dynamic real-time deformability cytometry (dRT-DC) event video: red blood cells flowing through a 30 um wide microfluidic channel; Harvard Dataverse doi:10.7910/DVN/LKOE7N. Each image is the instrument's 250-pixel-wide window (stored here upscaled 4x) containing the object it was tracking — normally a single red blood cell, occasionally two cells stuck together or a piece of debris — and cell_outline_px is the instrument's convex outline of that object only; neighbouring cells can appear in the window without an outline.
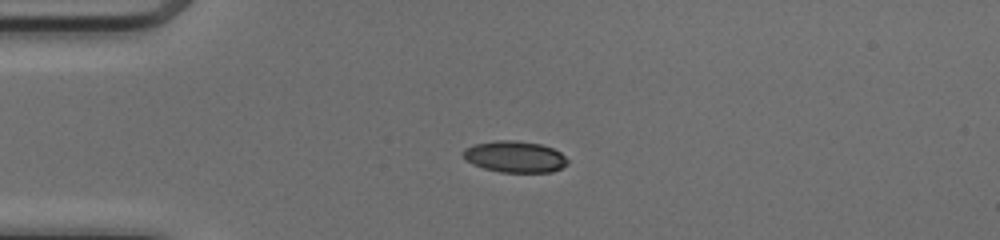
{"species": "common noctule bat (a hibernating species)", "species_latin": "Nyctalus noctula", "temperature_condition": "cold", "stored_images_in_passage": 50, "camera_frame_rate_fps": 3000, "um_per_image_px": 0.085, "animal": {"sex": "female", "body_mass_g": 17.0, "forearm_length_mm": 48.0}, "frame": {"image": 1, "passage_image": 13, "time_ms": 4.0, "image_size_px": [1000, 240], "cell_outline_px": [[568, 164], [552, 172], [500, 172], [484, 168], [472, 164], [464, 160], [460, 152], [464, 148], [476, 144], [496, 140], [512, 140], [540, 144], [552, 148], [560, 152], [568, 160]], "centroid_in_image_um": [43.72, 13.32], "position_along_channel_um": 41.3, "area_um2": 19.19}}
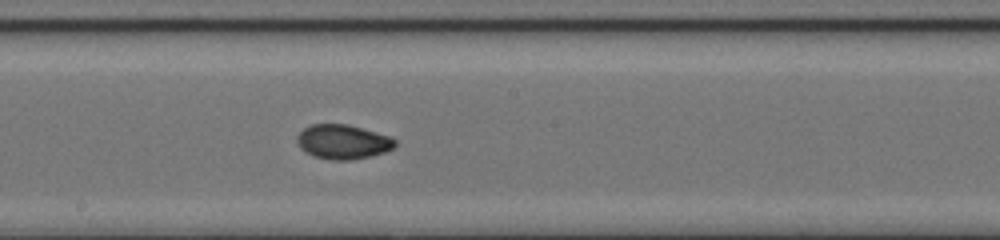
{"frame": {"image": 2, "passage_image": 28, "time_ms": 9.0, "image_size_px": [1000, 240], "cell_outline_px": [[396, 144], [392, 148], [384, 152], [372, 156], [348, 160], [332, 160], [312, 156], [304, 152], [300, 148], [296, 140], [296, 136], [304, 128], [312, 124], [348, 124], [392, 136], [396, 140]], "centroid_in_image_um": [29.14, 12.05], "position_along_channel_um": 219.1, "area_um2": 19.88}}
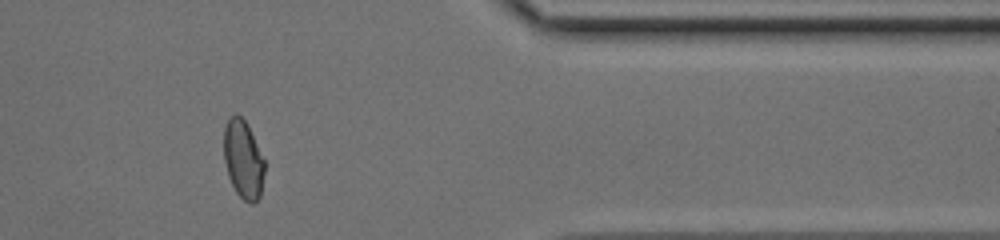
{"frame": {"image": 3, "passage_image": 42, "time_ms": 13.667, "image_size_px": [1000, 240], "cell_outline_px": [[264, 172], [260, 196], [252, 204], [248, 204], [236, 192], [228, 176], [224, 160], [224, 128], [228, 120], [236, 112], [244, 120], [264, 160]], "centroid_in_image_um": [20.65, 13.58], "position_along_channel_um": 390.7, "area_um2": 18.21}, "authors_computed_cell_mechanics": {"area_um2": 18.9873, "velocity_mm_per_s": 4.1338, "shape_relaxation_time_tau1_ms": 7.3206, "shape_relaxation_time_tau2_ms": 1.2569, "deformation_change_tau1": 0.1714, "deformation_change_tau2": 0.0443}}